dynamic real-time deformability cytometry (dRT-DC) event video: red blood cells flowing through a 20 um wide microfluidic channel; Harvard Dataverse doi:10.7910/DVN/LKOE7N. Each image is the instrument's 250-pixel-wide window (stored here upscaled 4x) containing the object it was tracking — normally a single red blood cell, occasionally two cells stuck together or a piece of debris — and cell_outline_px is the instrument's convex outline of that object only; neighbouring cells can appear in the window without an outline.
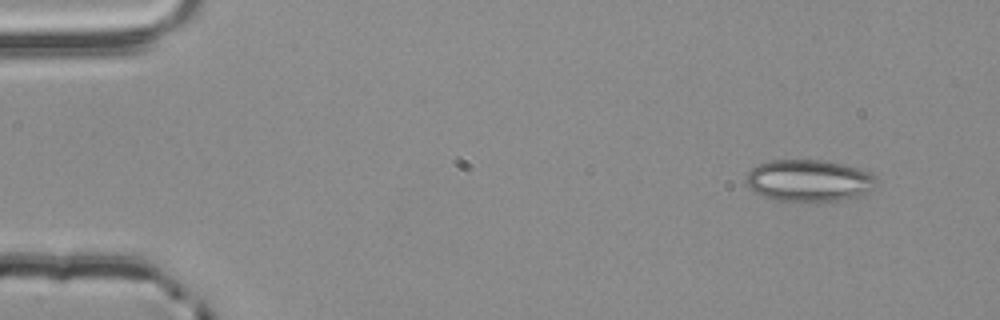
{"species": "common noctule bat (a hibernating species)", "species_latin": "Nyctalus noctula", "temperature_condition": "room temperature", "stored_images_in_passage": 3, "camera_frame_rate_fps": 3000, "um_per_image_px": 0.085, "animal": {"sex": "male", "body_mass_g": 20.4}, "frame": {"image": 1, "passage_image": 1, "time_ms": 0.0, "image_size_px": [1000, 320], "cell_outline_px": [[876, 184], [864, 196], [832, 204], [776, 200], [764, 196], [748, 188], [748, 172], [756, 164], [768, 160], [820, 160], [844, 164], [872, 172], [876, 176]], "centroid_in_image_um": [68.84, 15.39], "position_along_channel_um": 16.2, "area_um2": 32.83}}
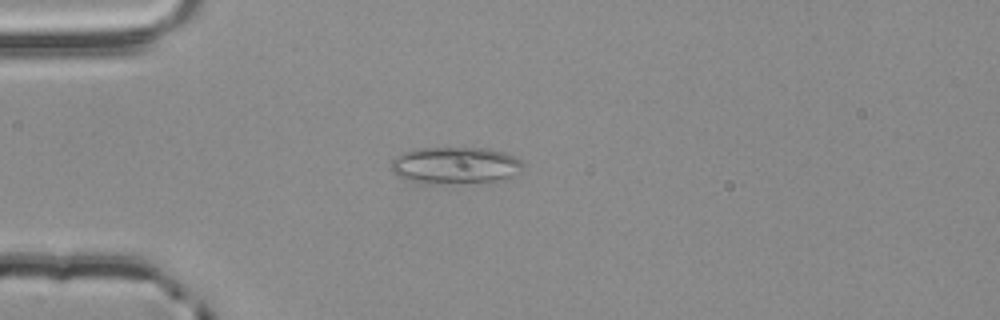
{"frame": {"image": 2, "passage_image": 3, "time_ms": 0.667, "image_size_px": [1000, 320], "cell_outline_px": [[524, 164], [516, 176], [496, 180], [428, 184], [416, 184], [404, 180], [392, 172], [392, 160], [396, 156], [412, 148], [488, 148], [504, 152], [524, 160]], "centroid_in_image_um": [38.67, 14.05], "position_along_channel_um": 46.3, "area_um2": 28.67}}